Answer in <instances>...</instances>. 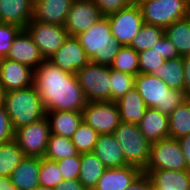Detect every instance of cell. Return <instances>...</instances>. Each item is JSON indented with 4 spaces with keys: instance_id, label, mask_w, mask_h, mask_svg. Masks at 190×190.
Wrapping results in <instances>:
<instances>
[{
    "instance_id": "cell-1",
    "label": "cell",
    "mask_w": 190,
    "mask_h": 190,
    "mask_svg": "<svg viewBox=\"0 0 190 190\" xmlns=\"http://www.w3.org/2000/svg\"><path fill=\"white\" fill-rule=\"evenodd\" d=\"M33 85L46 112H82L88 102L77 76L60 69L49 60H44L34 70Z\"/></svg>"
},
{
    "instance_id": "cell-2",
    "label": "cell",
    "mask_w": 190,
    "mask_h": 190,
    "mask_svg": "<svg viewBox=\"0 0 190 190\" xmlns=\"http://www.w3.org/2000/svg\"><path fill=\"white\" fill-rule=\"evenodd\" d=\"M90 62L110 66L122 45L113 38L108 17L103 16L76 36Z\"/></svg>"
},
{
    "instance_id": "cell-3",
    "label": "cell",
    "mask_w": 190,
    "mask_h": 190,
    "mask_svg": "<svg viewBox=\"0 0 190 190\" xmlns=\"http://www.w3.org/2000/svg\"><path fill=\"white\" fill-rule=\"evenodd\" d=\"M4 107L14 131L46 116V111L34 85L6 92Z\"/></svg>"
},
{
    "instance_id": "cell-4",
    "label": "cell",
    "mask_w": 190,
    "mask_h": 190,
    "mask_svg": "<svg viewBox=\"0 0 190 190\" xmlns=\"http://www.w3.org/2000/svg\"><path fill=\"white\" fill-rule=\"evenodd\" d=\"M135 88L148 108L158 109L168 116L188 99L185 91L171 89L162 79L150 74L139 73L135 78Z\"/></svg>"
},
{
    "instance_id": "cell-5",
    "label": "cell",
    "mask_w": 190,
    "mask_h": 190,
    "mask_svg": "<svg viewBox=\"0 0 190 190\" xmlns=\"http://www.w3.org/2000/svg\"><path fill=\"white\" fill-rule=\"evenodd\" d=\"M113 135L123 150L126 163L143 171L148 164L151 143L139 125L121 121Z\"/></svg>"
},
{
    "instance_id": "cell-6",
    "label": "cell",
    "mask_w": 190,
    "mask_h": 190,
    "mask_svg": "<svg viewBox=\"0 0 190 190\" xmlns=\"http://www.w3.org/2000/svg\"><path fill=\"white\" fill-rule=\"evenodd\" d=\"M146 24L167 27L177 20L188 17L190 0H139Z\"/></svg>"
},
{
    "instance_id": "cell-7",
    "label": "cell",
    "mask_w": 190,
    "mask_h": 190,
    "mask_svg": "<svg viewBox=\"0 0 190 190\" xmlns=\"http://www.w3.org/2000/svg\"><path fill=\"white\" fill-rule=\"evenodd\" d=\"M76 76L88 102L111 101L110 66L89 62Z\"/></svg>"
},
{
    "instance_id": "cell-8",
    "label": "cell",
    "mask_w": 190,
    "mask_h": 190,
    "mask_svg": "<svg viewBox=\"0 0 190 190\" xmlns=\"http://www.w3.org/2000/svg\"><path fill=\"white\" fill-rule=\"evenodd\" d=\"M152 170H189L178 139L169 137L151 143L148 164L143 172L149 174Z\"/></svg>"
},
{
    "instance_id": "cell-9",
    "label": "cell",
    "mask_w": 190,
    "mask_h": 190,
    "mask_svg": "<svg viewBox=\"0 0 190 190\" xmlns=\"http://www.w3.org/2000/svg\"><path fill=\"white\" fill-rule=\"evenodd\" d=\"M51 134L47 117L23 126L14 132V140L24 156L42 158Z\"/></svg>"
},
{
    "instance_id": "cell-10",
    "label": "cell",
    "mask_w": 190,
    "mask_h": 190,
    "mask_svg": "<svg viewBox=\"0 0 190 190\" xmlns=\"http://www.w3.org/2000/svg\"><path fill=\"white\" fill-rule=\"evenodd\" d=\"M111 34L122 46H130L133 38L138 34L144 20L137 2L116 13L108 15Z\"/></svg>"
},
{
    "instance_id": "cell-11",
    "label": "cell",
    "mask_w": 190,
    "mask_h": 190,
    "mask_svg": "<svg viewBox=\"0 0 190 190\" xmlns=\"http://www.w3.org/2000/svg\"><path fill=\"white\" fill-rule=\"evenodd\" d=\"M25 29L39 48L44 60L50 59L69 36L64 25L42 23L34 19Z\"/></svg>"
},
{
    "instance_id": "cell-12",
    "label": "cell",
    "mask_w": 190,
    "mask_h": 190,
    "mask_svg": "<svg viewBox=\"0 0 190 190\" xmlns=\"http://www.w3.org/2000/svg\"><path fill=\"white\" fill-rule=\"evenodd\" d=\"M83 121L99 134H112L119 126L120 113L117 102H87L83 109Z\"/></svg>"
},
{
    "instance_id": "cell-13",
    "label": "cell",
    "mask_w": 190,
    "mask_h": 190,
    "mask_svg": "<svg viewBox=\"0 0 190 190\" xmlns=\"http://www.w3.org/2000/svg\"><path fill=\"white\" fill-rule=\"evenodd\" d=\"M103 15L91 0H74L66 17L64 26L70 36L88 30Z\"/></svg>"
},
{
    "instance_id": "cell-14",
    "label": "cell",
    "mask_w": 190,
    "mask_h": 190,
    "mask_svg": "<svg viewBox=\"0 0 190 190\" xmlns=\"http://www.w3.org/2000/svg\"><path fill=\"white\" fill-rule=\"evenodd\" d=\"M48 60L60 69L75 75L90 62L78 38L70 35Z\"/></svg>"
},
{
    "instance_id": "cell-15",
    "label": "cell",
    "mask_w": 190,
    "mask_h": 190,
    "mask_svg": "<svg viewBox=\"0 0 190 190\" xmlns=\"http://www.w3.org/2000/svg\"><path fill=\"white\" fill-rule=\"evenodd\" d=\"M34 70L16 61L0 59V87L5 91L19 90L33 85Z\"/></svg>"
},
{
    "instance_id": "cell-16",
    "label": "cell",
    "mask_w": 190,
    "mask_h": 190,
    "mask_svg": "<svg viewBox=\"0 0 190 190\" xmlns=\"http://www.w3.org/2000/svg\"><path fill=\"white\" fill-rule=\"evenodd\" d=\"M35 70L44 61L39 48L26 29H21L5 57Z\"/></svg>"
},
{
    "instance_id": "cell-17",
    "label": "cell",
    "mask_w": 190,
    "mask_h": 190,
    "mask_svg": "<svg viewBox=\"0 0 190 190\" xmlns=\"http://www.w3.org/2000/svg\"><path fill=\"white\" fill-rule=\"evenodd\" d=\"M74 0H34L33 18L42 23L64 25Z\"/></svg>"
},
{
    "instance_id": "cell-18",
    "label": "cell",
    "mask_w": 190,
    "mask_h": 190,
    "mask_svg": "<svg viewBox=\"0 0 190 190\" xmlns=\"http://www.w3.org/2000/svg\"><path fill=\"white\" fill-rule=\"evenodd\" d=\"M143 171L127 165L107 168L93 190H124L130 186Z\"/></svg>"
},
{
    "instance_id": "cell-19",
    "label": "cell",
    "mask_w": 190,
    "mask_h": 190,
    "mask_svg": "<svg viewBox=\"0 0 190 190\" xmlns=\"http://www.w3.org/2000/svg\"><path fill=\"white\" fill-rule=\"evenodd\" d=\"M33 5L34 0H0V23L25 29L33 18Z\"/></svg>"
},
{
    "instance_id": "cell-20",
    "label": "cell",
    "mask_w": 190,
    "mask_h": 190,
    "mask_svg": "<svg viewBox=\"0 0 190 190\" xmlns=\"http://www.w3.org/2000/svg\"><path fill=\"white\" fill-rule=\"evenodd\" d=\"M41 158L25 156L10 175L19 190H35L39 184Z\"/></svg>"
},
{
    "instance_id": "cell-21",
    "label": "cell",
    "mask_w": 190,
    "mask_h": 190,
    "mask_svg": "<svg viewBox=\"0 0 190 190\" xmlns=\"http://www.w3.org/2000/svg\"><path fill=\"white\" fill-rule=\"evenodd\" d=\"M138 125L150 143L169 138V117L158 109L147 108Z\"/></svg>"
},
{
    "instance_id": "cell-22",
    "label": "cell",
    "mask_w": 190,
    "mask_h": 190,
    "mask_svg": "<svg viewBox=\"0 0 190 190\" xmlns=\"http://www.w3.org/2000/svg\"><path fill=\"white\" fill-rule=\"evenodd\" d=\"M94 154L107 168L127 166L123 150L112 134H100L94 148Z\"/></svg>"
},
{
    "instance_id": "cell-23",
    "label": "cell",
    "mask_w": 190,
    "mask_h": 190,
    "mask_svg": "<svg viewBox=\"0 0 190 190\" xmlns=\"http://www.w3.org/2000/svg\"><path fill=\"white\" fill-rule=\"evenodd\" d=\"M51 134L71 138L83 121V112L47 111Z\"/></svg>"
},
{
    "instance_id": "cell-24",
    "label": "cell",
    "mask_w": 190,
    "mask_h": 190,
    "mask_svg": "<svg viewBox=\"0 0 190 190\" xmlns=\"http://www.w3.org/2000/svg\"><path fill=\"white\" fill-rule=\"evenodd\" d=\"M153 190H190V170H152Z\"/></svg>"
},
{
    "instance_id": "cell-25",
    "label": "cell",
    "mask_w": 190,
    "mask_h": 190,
    "mask_svg": "<svg viewBox=\"0 0 190 190\" xmlns=\"http://www.w3.org/2000/svg\"><path fill=\"white\" fill-rule=\"evenodd\" d=\"M116 102L119 107L120 120L132 124H139L148 108L135 87Z\"/></svg>"
},
{
    "instance_id": "cell-26",
    "label": "cell",
    "mask_w": 190,
    "mask_h": 190,
    "mask_svg": "<svg viewBox=\"0 0 190 190\" xmlns=\"http://www.w3.org/2000/svg\"><path fill=\"white\" fill-rule=\"evenodd\" d=\"M106 169L94 152L82 153L78 180L86 190H93Z\"/></svg>"
},
{
    "instance_id": "cell-27",
    "label": "cell",
    "mask_w": 190,
    "mask_h": 190,
    "mask_svg": "<svg viewBox=\"0 0 190 190\" xmlns=\"http://www.w3.org/2000/svg\"><path fill=\"white\" fill-rule=\"evenodd\" d=\"M164 35L176 47L180 56L190 54V19L177 20L164 28Z\"/></svg>"
},
{
    "instance_id": "cell-28",
    "label": "cell",
    "mask_w": 190,
    "mask_h": 190,
    "mask_svg": "<svg viewBox=\"0 0 190 190\" xmlns=\"http://www.w3.org/2000/svg\"><path fill=\"white\" fill-rule=\"evenodd\" d=\"M154 76L162 79L171 89L185 91V74L182 56L166 60V62L160 66L158 73Z\"/></svg>"
},
{
    "instance_id": "cell-29",
    "label": "cell",
    "mask_w": 190,
    "mask_h": 190,
    "mask_svg": "<svg viewBox=\"0 0 190 190\" xmlns=\"http://www.w3.org/2000/svg\"><path fill=\"white\" fill-rule=\"evenodd\" d=\"M168 117L170 138L179 139L190 134V98L180 104Z\"/></svg>"
},
{
    "instance_id": "cell-30",
    "label": "cell",
    "mask_w": 190,
    "mask_h": 190,
    "mask_svg": "<svg viewBox=\"0 0 190 190\" xmlns=\"http://www.w3.org/2000/svg\"><path fill=\"white\" fill-rule=\"evenodd\" d=\"M24 157L14 139L0 144V176L10 177Z\"/></svg>"
},
{
    "instance_id": "cell-31",
    "label": "cell",
    "mask_w": 190,
    "mask_h": 190,
    "mask_svg": "<svg viewBox=\"0 0 190 190\" xmlns=\"http://www.w3.org/2000/svg\"><path fill=\"white\" fill-rule=\"evenodd\" d=\"M78 154L79 152L73 145L71 138L50 134L44 158L59 161Z\"/></svg>"
},
{
    "instance_id": "cell-32",
    "label": "cell",
    "mask_w": 190,
    "mask_h": 190,
    "mask_svg": "<svg viewBox=\"0 0 190 190\" xmlns=\"http://www.w3.org/2000/svg\"><path fill=\"white\" fill-rule=\"evenodd\" d=\"M164 37V27L144 23L138 34L133 38L130 47L136 52L150 50Z\"/></svg>"
},
{
    "instance_id": "cell-33",
    "label": "cell",
    "mask_w": 190,
    "mask_h": 190,
    "mask_svg": "<svg viewBox=\"0 0 190 190\" xmlns=\"http://www.w3.org/2000/svg\"><path fill=\"white\" fill-rule=\"evenodd\" d=\"M111 69L122 73L135 75L139 74V54L130 46H122L114 57Z\"/></svg>"
},
{
    "instance_id": "cell-34",
    "label": "cell",
    "mask_w": 190,
    "mask_h": 190,
    "mask_svg": "<svg viewBox=\"0 0 190 190\" xmlns=\"http://www.w3.org/2000/svg\"><path fill=\"white\" fill-rule=\"evenodd\" d=\"M99 135L100 134L85 121H82L72 135L71 141L80 154L93 152Z\"/></svg>"
},
{
    "instance_id": "cell-35",
    "label": "cell",
    "mask_w": 190,
    "mask_h": 190,
    "mask_svg": "<svg viewBox=\"0 0 190 190\" xmlns=\"http://www.w3.org/2000/svg\"><path fill=\"white\" fill-rule=\"evenodd\" d=\"M139 54V73L155 75L166 60L159 51V41L150 50H144Z\"/></svg>"
},
{
    "instance_id": "cell-36",
    "label": "cell",
    "mask_w": 190,
    "mask_h": 190,
    "mask_svg": "<svg viewBox=\"0 0 190 190\" xmlns=\"http://www.w3.org/2000/svg\"><path fill=\"white\" fill-rule=\"evenodd\" d=\"M110 77L111 101L116 102L135 87V75L122 73L110 68Z\"/></svg>"
},
{
    "instance_id": "cell-37",
    "label": "cell",
    "mask_w": 190,
    "mask_h": 190,
    "mask_svg": "<svg viewBox=\"0 0 190 190\" xmlns=\"http://www.w3.org/2000/svg\"><path fill=\"white\" fill-rule=\"evenodd\" d=\"M63 181L64 179L61 175L57 161H52L42 157L39 174L40 186L55 189Z\"/></svg>"
},
{
    "instance_id": "cell-38",
    "label": "cell",
    "mask_w": 190,
    "mask_h": 190,
    "mask_svg": "<svg viewBox=\"0 0 190 190\" xmlns=\"http://www.w3.org/2000/svg\"><path fill=\"white\" fill-rule=\"evenodd\" d=\"M21 29L14 24L0 23V59L7 56L14 38Z\"/></svg>"
},
{
    "instance_id": "cell-39",
    "label": "cell",
    "mask_w": 190,
    "mask_h": 190,
    "mask_svg": "<svg viewBox=\"0 0 190 190\" xmlns=\"http://www.w3.org/2000/svg\"><path fill=\"white\" fill-rule=\"evenodd\" d=\"M57 164L64 181L78 179L81 165V154L79 153L77 156L61 159L57 161Z\"/></svg>"
},
{
    "instance_id": "cell-40",
    "label": "cell",
    "mask_w": 190,
    "mask_h": 190,
    "mask_svg": "<svg viewBox=\"0 0 190 190\" xmlns=\"http://www.w3.org/2000/svg\"><path fill=\"white\" fill-rule=\"evenodd\" d=\"M103 16H108L128 7L132 0H91Z\"/></svg>"
},
{
    "instance_id": "cell-41",
    "label": "cell",
    "mask_w": 190,
    "mask_h": 190,
    "mask_svg": "<svg viewBox=\"0 0 190 190\" xmlns=\"http://www.w3.org/2000/svg\"><path fill=\"white\" fill-rule=\"evenodd\" d=\"M14 130L4 106L0 107V144L14 139Z\"/></svg>"
},
{
    "instance_id": "cell-42",
    "label": "cell",
    "mask_w": 190,
    "mask_h": 190,
    "mask_svg": "<svg viewBox=\"0 0 190 190\" xmlns=\"http://www.w3.org/2000/svg\"><path fill=\"white\" fill-rule=\"evenodd\" d=\"M159 51L162 58L165 60L175 59L181 57L176 49V47L172 44V42L167 39L164 35L162 39L159 41Z\"/></svg>"
},
{
    "instance_id": "cell-43",
    "label": "cell",
    "mask_w": 190,
    "mask_h": 190,
    "mask_svg": "<svg viewBox=\"0 0 190 190\" xmlns=\"http://www.w3.org/2000/svg\"><path fill=\"white\" fill-rule=\"evenodd\" d=\"M153 182L152 179L148 176V174L142 172L134 182L128 186L127 189L124 190H153Z\"/></svg>"
},
{
    "instance_id": "cell-44",
    "label": "cell",
    "mask_w": 190,
    "mask_h": 190,
    "mask_svg": "<svg viewBox=\"0 0 190 190\" xmlns=\"http://www.w3.org/2000/svg\"><path fill=\"white\" fill-rule=\"evenodd\" d=\"M184 66L185 94L190 98V54L182 56Z\"/></svg>"
},
{
    "instance_id": "cell-45",
    "label": "cell",
    "mask_w": 190,
    "mask_h": 190,
    "mask_svg": "<svg viewBox=\"0 0 190 190\" xmlns=\"http://www.w3.org/2000/svg\"><path fill=\"white\" fill-rule=\"evenodd\" d=\"M182 152L185 156L187 167L190 170V134L178 139Z\"/></svg>"
},
{
    "instance_id": "cell-46",
    "label": "cell",
    "mask_w": 190,
    "mask_h": 190,
    "mask_svg": "<svg viewBox=\"0 0 190 190\" xmlns=\"http://www.w3.org/2000/svg\"><path fill=\"white\" fill-rule=\"evenodd\" d=\"M55 190H86L78 179L66 180L60 183Z\"/></svg>"
},
{
    "instance_id": "cell-47",
    "label": "cell",
    "mask_w": 190,
    "mask_h": 190,
    "mask_svg": "<svg viewBox=\"0 0 190 190\" xmlns=\"http://www.w3.org/2000/svg\"><path fill=\"white\" fill-rule=\"evenodd\" d=\"M0 190H19L12 182L10 177L0 176Z\"/></svg>"
},
{
    "instance_id": "cell-48",
    "label": "cell",
    "mask_w": 190,
    "mask_h": 190,
    "mask_svg": "<svg viewBox=\"0 0 190 190\" xmlns=\"http://www.w3.org/2000/svg\"><path fill=\"white\" fill-rule=\"evenodd\" d=\"M5 91L0 87V107L4 106Z\"/></svg>"
},
{
    "instance_id": "cell-49",
    "label": "cell",
    "mask_w": 190,
    "mask_h": 190,
    "mask_svg": "<svg viewBox=\"0 0 190 190\" xmlns=\"http://www.w3.org/2000/svg\"><path fill=\"white\" fill-rule=\"evenodd\" d=\"M35 190H55L49 187L38 186Z\"/></svg>"
},
{
    "instance_id": "cell-50",
    "label": "cell",
    "mask_w": 190,
    "mask_h": 190,
    "mask_svg": "<svg viewBox=\"0 0 190 190\" xmlns=\"http://www.w3.org/2000/svg\"><path fill=\"white\" fill-rule=\"evenodd\" d=\"M188 17H189V19H190V8H189V12H188Z\"/></svg>"
}]
</instances>
